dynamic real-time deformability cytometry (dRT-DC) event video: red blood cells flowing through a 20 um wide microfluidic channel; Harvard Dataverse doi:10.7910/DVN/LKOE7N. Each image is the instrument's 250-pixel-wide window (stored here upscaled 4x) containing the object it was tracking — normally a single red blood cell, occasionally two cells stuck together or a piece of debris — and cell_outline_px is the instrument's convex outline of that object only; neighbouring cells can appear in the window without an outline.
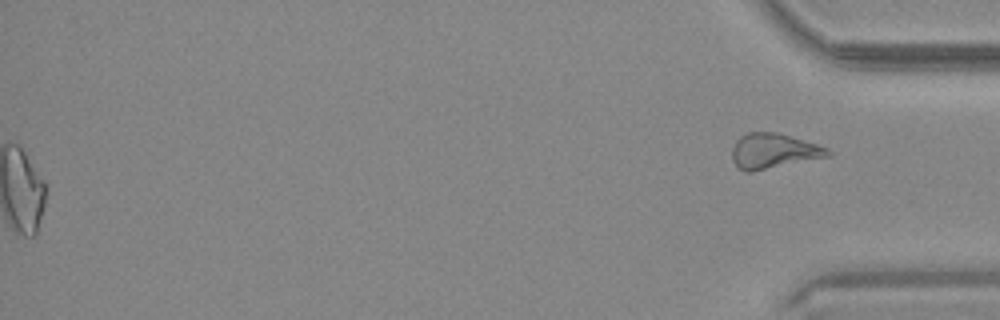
{"species": "common noctule bat (a hibernating species)", "species_latin": "Nyctalus noctula", "temperature_condition": "warm", "stored_images_in_passage": 43, "segment_of_instrument_passage": [2, 2], "camera_frame_rate_fps": 3000, "um_per_image_px": 0.085, "animal": {"sex": "male", "body_mass_g": 20.4}, "frame": {"image": 1, "passage_image": 43, "time_ms": 14.0, "image_size_px": [1000, 320], "cell_outline_px": [[832, 156], [752, 172], [744, 172], [736, 168], [732, 160], [732, 148], [736, 140], [740, 136], [748, 132], [780, 132], [828, 148], [832, 152]], "centroid_in_image_um": [65.74, 12.85], "position_along_channel_um": 369.5, "area_um2": 20.0}}